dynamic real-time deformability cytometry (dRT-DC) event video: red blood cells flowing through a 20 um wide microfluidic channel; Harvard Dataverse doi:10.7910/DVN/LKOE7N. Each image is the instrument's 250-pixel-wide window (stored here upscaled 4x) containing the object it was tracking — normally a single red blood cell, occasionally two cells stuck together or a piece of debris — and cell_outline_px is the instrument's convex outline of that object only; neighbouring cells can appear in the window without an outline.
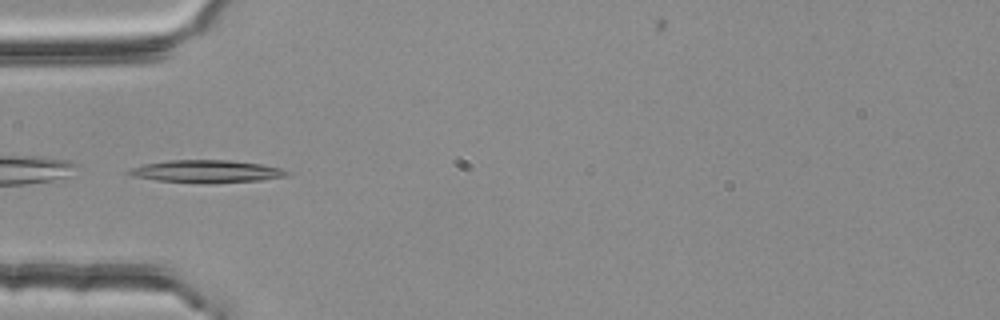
{"species": "common noctule bat (a hibernating species)", "species_latin": "Nyctalus noctula", "temperature_condition": "room temperature", "stored_images_in_passage": 5, "camera_frame_rate_fps": 3000, "um_per_image_px": 0.085, "animal": {"sex": "female", "body_mass_g": 25.1}, "frame": {"image": 1, "passage_image": 4, "time_ms": 1.0, "image_size_px": [1000, 320], "cell_outline_px": [[292, 172], [288, 176], [260, 180], [208, 184], [156, 180], [132, 176], [128, 172], [132, 168], [144, 164], [168, 160], [228, 160], [260, 164], [280, 168]], "centroid_in_image_um": [17.59, 14.57], "position_along_channel_um": 67.4, "area_um2": 20.75}}
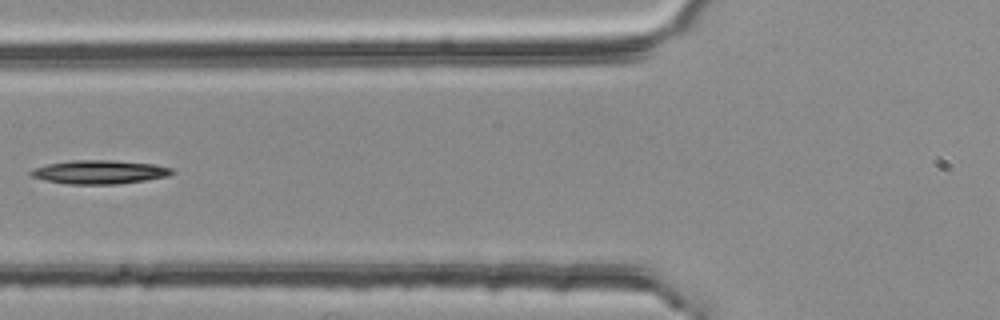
{"frame": {"image": 2, "passage_image": 5, "time_ms": 1.333, "image_size_px": [1000, 320], "cell_outline_px": [[176, 172], [168, 176], [144, 180], [116, 184], [68, 184], [44, 180], [32, 176], [28, 172], [32, 168], [48, 164], [72, 160], [112, 160], [156, 164], [172, 168]], "centroid_in_image_um": [8.46, 14.62], "position_along_channel_um": 117.3, "area_um2": 19.54}}